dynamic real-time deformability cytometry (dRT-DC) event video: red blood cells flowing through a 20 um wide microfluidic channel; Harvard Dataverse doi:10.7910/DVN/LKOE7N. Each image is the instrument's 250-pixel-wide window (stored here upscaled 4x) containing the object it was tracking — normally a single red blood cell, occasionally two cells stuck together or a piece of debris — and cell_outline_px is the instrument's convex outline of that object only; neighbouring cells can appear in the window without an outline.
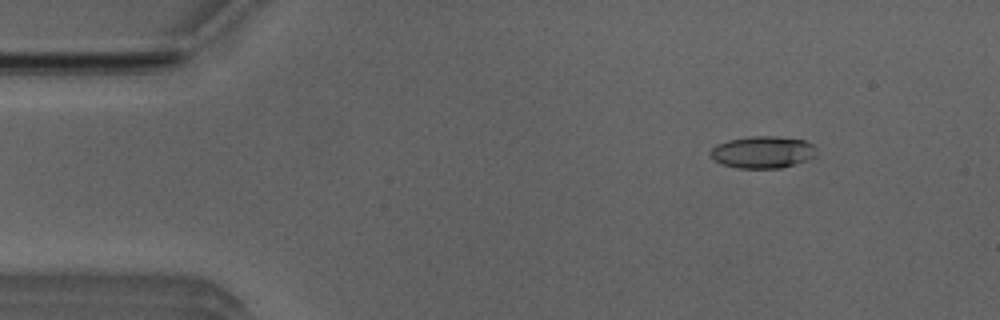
{"species": "Egyptian fruit bat (a non-hibernating species)", "species_latin": "Rousettus aegyptiacus", "temperature_condition": "room temperature", "stored_images_in_passage": 4, "camera_frame_rate_fps": 3000, "um_per_image_px": 0.085, "animal": {"sex": "male"}, "frame": {"image": 1, "passage_image": 2, "time_ms": 0.333, "image_size_px": [1000, 320], "cell_outline_px": [[816, 156], [808, 160], [796, 164], [780, 168], [740, 168], [720, 164], [708, 152], [716, 144], [728, 140], [752, 136], [776, 136], [804, 140], [812, 144], [816, 148]], "centroid_in_image_um": [64.84, 12.93], "position_along_channel_um": 20.2, "area_um2": 19.88}}